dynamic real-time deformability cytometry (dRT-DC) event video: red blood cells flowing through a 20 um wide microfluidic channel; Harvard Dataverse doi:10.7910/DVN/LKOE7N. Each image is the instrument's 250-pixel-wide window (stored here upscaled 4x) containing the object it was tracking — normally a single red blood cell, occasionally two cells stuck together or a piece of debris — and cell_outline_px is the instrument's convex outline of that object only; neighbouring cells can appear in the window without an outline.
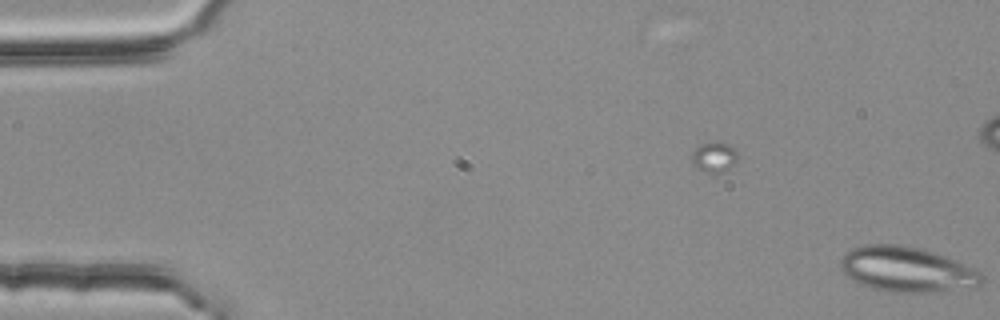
{"species": "common noctule bat (a hibernating species)", "species_latin": "Nyctalus noctula", "temperature_condition": "room temperature", "stored_images_in_passage": 10, "camera_frame_rate_fps": 3000, "um_per_image_px": 0.085, "animal": {"sex": "female", "body_mass_g": 25.1}, "frame": {"image": 1, "passage_image": 10, "time_ms": 3.0, "image_size_px": [1000, 320], "cell_outline_px": [[984, 284], [976, 288], [924, 292], [892, 292], [872, 288], [848, 276], [840, 268], [840, 260], [844, 252], [852, 248], [864, 244], [900, 244], [920, 248], [956, 260], [976, 268], [984, 276]], "centroid_in_image_um": [77.14, 22.89], "position_along_channel_um": 7.9, "area_um2": 37.4}}